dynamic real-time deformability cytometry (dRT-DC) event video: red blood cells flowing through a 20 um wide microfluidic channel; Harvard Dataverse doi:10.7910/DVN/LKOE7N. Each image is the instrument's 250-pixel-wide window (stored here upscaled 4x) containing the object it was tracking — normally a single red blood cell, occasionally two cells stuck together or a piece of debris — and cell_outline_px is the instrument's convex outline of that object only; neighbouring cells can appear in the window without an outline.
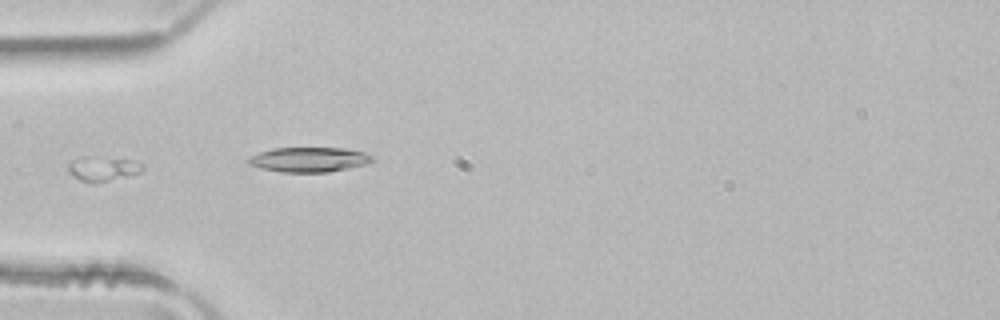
{"species": "common noctule bat (a hibernating species)", "species_latin": "Nyctalus noctula", "temperature_condition": "room temperature", "stored_images_in_passage": 3, "camera_frame_rate_fps": 3000, "um_per_image_px": 0.085, "animal": {"sex": "male", "body_mass_g": 21.5, "forearm_length_mm": 52.0}, "frame": {"image": 1, "passage_image": 3, "time_ms": 0.667, "image_size_px": [1000, 320], "cell_outline_px": [[144, 168], [140, 172], [128, 176], [92, 184], [80, 180], [72, 176], [68, 172], [68, 164], [72, 160], [80, 156], [88, 156], [136, 160], [144, 164]], "centroid_in_image_um": [8.73, 14.33], "position_along_channel_um": 76.3, "area_um2": 10.92}}